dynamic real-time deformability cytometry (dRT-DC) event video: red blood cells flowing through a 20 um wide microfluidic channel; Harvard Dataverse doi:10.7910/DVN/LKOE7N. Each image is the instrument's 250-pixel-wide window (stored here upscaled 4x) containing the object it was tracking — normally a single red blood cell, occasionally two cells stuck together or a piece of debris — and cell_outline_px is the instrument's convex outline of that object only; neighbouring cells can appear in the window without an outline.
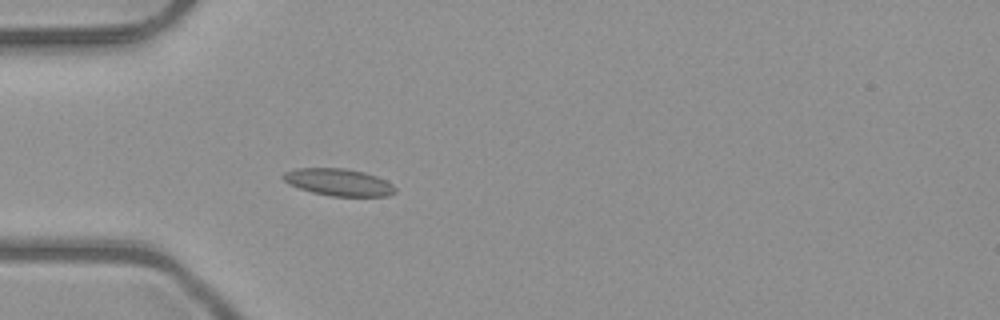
{"species": "common noctule bat (a hibernating species)", "species_latin": "Nyctalus noctula", "temperature_condition": "room temperature", "stored_images_in_passage": 9, "camera_frame_rate_fps": 3000, "um_per_image_px": 0.085, "animal": {"sex": "male", "body_mass_g": 23.1, "forearm_length_mm": 52.7}, "frame": {"image": 1, "passage_image": 6, "time_ms": 1.667, "image_size_px": [1000, 320], "cell_outline_px": [[396, 192], [388, 196], [332, 196], [312, 192], [288, 184], [280, 176], [284, 172], [296, 168], [344, 168], [364, 172], [376, 176], [392, 184], [396, 188]], "centroid_in_image_um": [28.76, 15.48], "position_along_channel_um": 56.2, "area_um2": 17.69}}